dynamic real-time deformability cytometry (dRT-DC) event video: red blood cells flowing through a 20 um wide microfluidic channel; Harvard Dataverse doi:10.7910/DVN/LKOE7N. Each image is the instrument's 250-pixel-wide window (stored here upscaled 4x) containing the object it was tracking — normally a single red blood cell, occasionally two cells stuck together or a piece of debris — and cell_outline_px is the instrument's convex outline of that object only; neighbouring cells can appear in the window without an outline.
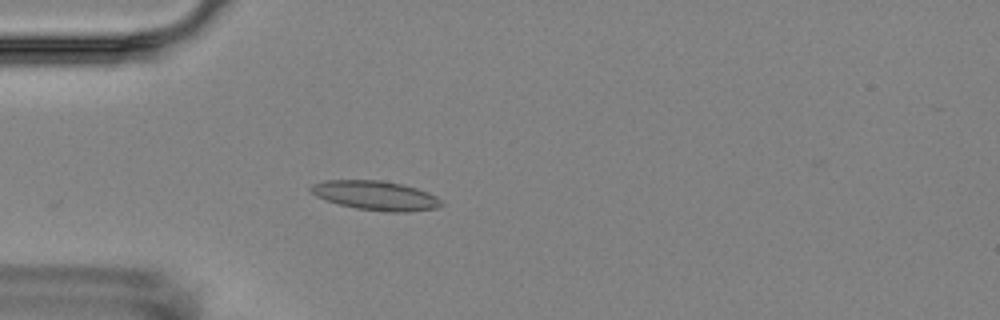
{"species": "Egyptian fruit bat (a non-hibernating species)", "species_latin": "Rousettus aegyptiacus", "temperature_condition": "room temperature", "stored_images_in_passage": 5, "camera_frame_rate_fps": 3000, "um_per_image_px": 0.085, "animal": {"sex": "female"}, "frame": {"image": 1, "passage_image": 5, "time_ms": 4.667, "image_size_px": [1000, 320], "cell_outline_px": [[444, 204], [436, 208], [404, 212], [388, 212], [356, 208], [340, 204], [316, 196], [308, 188], [312, 184], [324, 180], [380, 180], [404, 184], [428, 192], [436, 196]], "centroid_in_image_um": [31.93, 16.61], "position_along_channel_um": 53.1, "area_um2": 22.2}}